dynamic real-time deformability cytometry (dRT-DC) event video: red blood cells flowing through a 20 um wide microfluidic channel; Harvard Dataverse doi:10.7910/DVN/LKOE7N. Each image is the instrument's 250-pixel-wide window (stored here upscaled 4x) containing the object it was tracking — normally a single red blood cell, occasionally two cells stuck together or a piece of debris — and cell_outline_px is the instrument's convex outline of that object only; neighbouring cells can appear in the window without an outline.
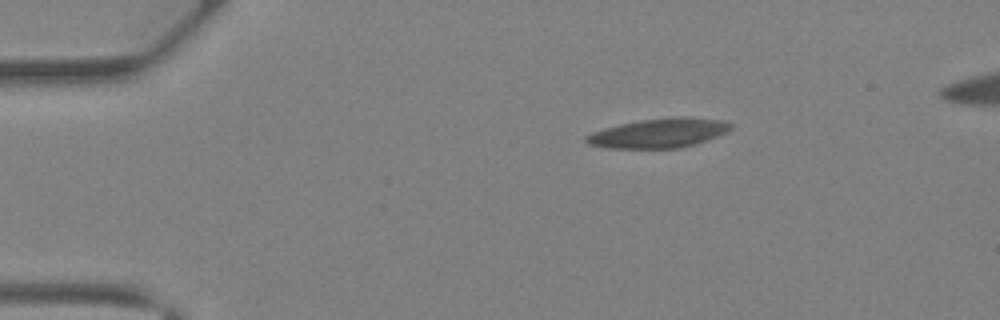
{"species": "Egyptian fruit bat (a non-hibernating species)", "species_latin": "Rousettus aegyptiacus", "temperature_condition": "warm", "stored_images_in_passage": 37, "camera_frame_rate_fps": 3000, "um_per_image_px": 0.085, "animal": {"sex": "female"}, "frame": {"image": 1, "passage_image": 1, "time_ms": 0.0, "image_size_px": [1000, 320], "cell_outline_px": [[732, 128], [728, 132], [692, 144], [676, 148], [608, 148], [588, 144], [584, 140], [584, 136], [592, 132], [604, 128], [620, 124], [640, 120], [672, 116], [688, 116], [724, 120], [732, 124]], "centroid_in_image_um": [55.99, 11.29], "position_along_channel_um": 29.0, "area_um2": 24.8}}
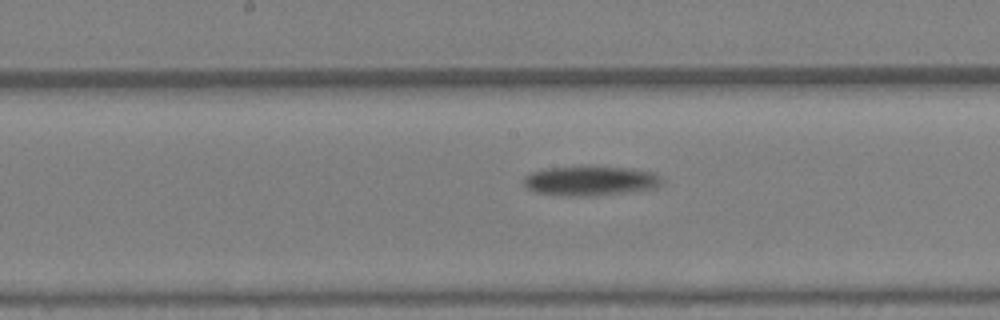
{"frame": {"image": 2, "passage_image": 16, "time_ms": 5.0, "image_size_px": [1000, 320], "cell_outline_px": [[664, 180], [656, 188], [628, 192], [596, 196], [572, 196], [536, 192], [528, 188], [524, 184], [524, 176], [532, 172], [544, 168], [632, 168], [652, 172], [660, 176]], "centroid_in_image_um": [50.22, 15.39], "position_along_channel_um": 198.0, "area_um2": 23.35}}
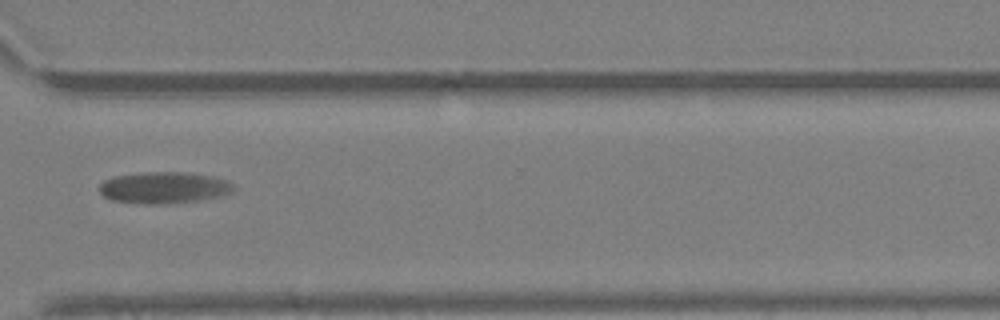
{"frame": {"image": 3, "passage_image": 26, "time_ms": 8.333, "image_size_px": [1000, 320], "cell_outline_px": [[236, 188], [232, 192], [224, 196], [200, 200], [172, 204], [144, 204], [112, 200], [104, 196], [100, 192], [100, 184], [104, 180], [116, 176], [144, 172], [192, 172], [216, 176], [228, 180]], "centroid_in_image_um": [14.02, 15.95], "position_along_channel_um": 356.6, "area_um2": 25.14}}